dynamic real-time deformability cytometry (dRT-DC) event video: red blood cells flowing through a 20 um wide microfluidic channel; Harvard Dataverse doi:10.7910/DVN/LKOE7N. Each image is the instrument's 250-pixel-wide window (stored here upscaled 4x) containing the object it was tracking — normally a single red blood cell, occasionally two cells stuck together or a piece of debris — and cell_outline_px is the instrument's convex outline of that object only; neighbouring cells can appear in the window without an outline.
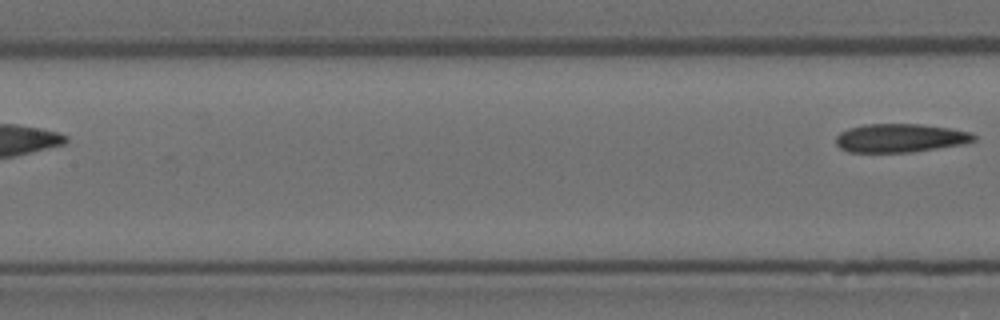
{"species": "Egyptian fruit bat (a non-hibernating species)", "species_latin": "Rousettus aegyptiacus", "temperature_condition": "room temperature", "stored_images_in_passage": 7, "segment_of_instrument_passage": [2, 2], "camera_frame_rate_fps": 3000, "um_per_image_px": 0.085, "animal": {"sex": "female"}, "frame": {"image": 1, "passage_image": 7, "time_ms": 2.0, "image_size_px": [1000, 320], "cell_outline_px": [[976, 140], [964, 144], [912, 152], [848, 152], [840, 148], [836, 144], [836, 136], [840, 132], [848, 128], [864, 124], [920, 124], [948, 128], [972, 132], [976, 136]], "centroid_in_image_um": [76.51, 11.73], "position_along_channel_um": 130.9, "area_um2": 23.06}}